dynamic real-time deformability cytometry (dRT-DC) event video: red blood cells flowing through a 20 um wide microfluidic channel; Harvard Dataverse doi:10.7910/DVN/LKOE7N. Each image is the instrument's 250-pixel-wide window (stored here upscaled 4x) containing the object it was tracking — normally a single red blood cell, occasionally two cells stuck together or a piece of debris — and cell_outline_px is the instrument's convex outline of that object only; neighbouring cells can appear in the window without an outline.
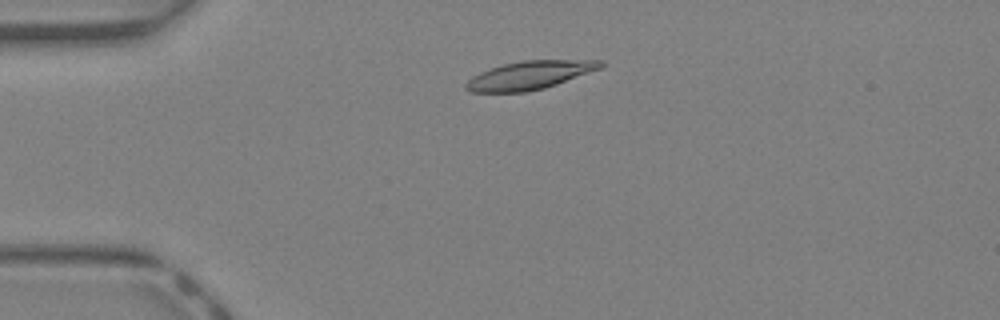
{"species": "Egyptian fruit bat (a non-hibernating species)", "species_latin": "Rousettus aegyptiacus", "temperature_condition": "warm", "stored_images_in_passage": 39, "camera_frame_rate_fps": 3000, "um_per_image_px": 0.085, "animal": {"sex": "female"}, "frame": {"image": 1, "passage_image": 7, "time_ms": 2.0, "image_size_px": [1000, 320], "cell_outline_px": [[604, 64], [600, 68], [556, 84], [544, 88], [524, 92], [468, 92], [464, 88], [464, 84], [472, 76], [480, 72], [504, 64], [524, 60], [604, 60]], "centroid_in_image_um": [44.97, 6.39], "position_along_channel_um": 40.0, "area_um2": 22.02}}
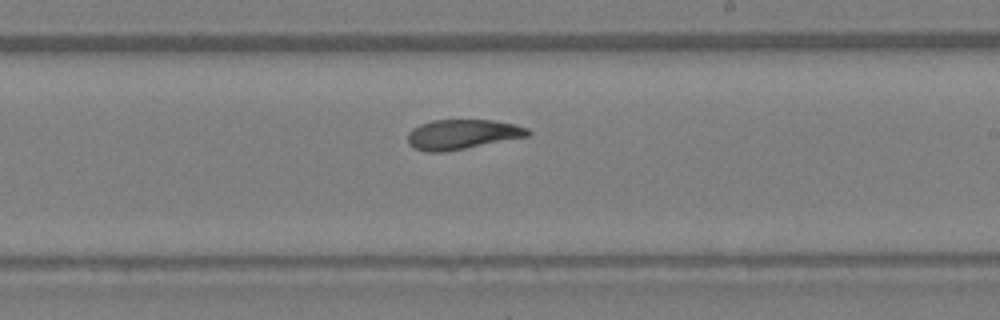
{"frame": {"image": 2, "passage_image": 22, "time_ms": 7.0, "image_size_px": [1000, 320], "cell_outline_px": [[532, 132], [528, 136], [444, 152], [424, 152], [412, 148], [408, 144], [408, 132], [412, 128], [420, 124], [432, 120], [492, 120], [516, 124], [528, 128]], "centroid_in_image_um": [39.26, 11.42], "position_along_channel_um": 249.7, "area_um2": 20.98}}
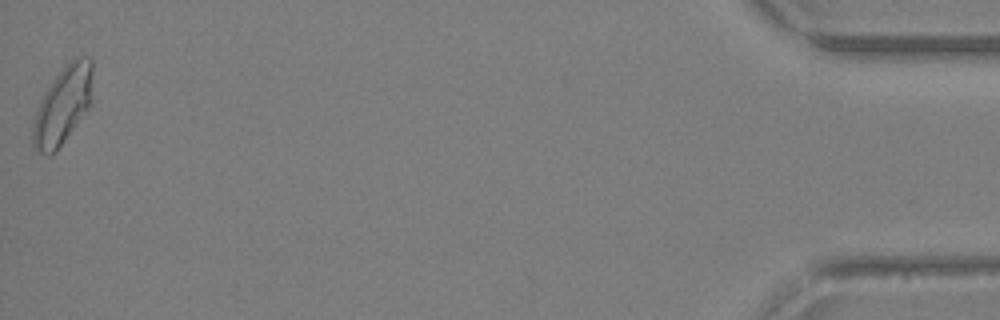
{"frame": {"image": 3, "passage_image": 39, "time_ms": 12.667, "image_size_px": [1000, 320], "cell_outline_px": [[92, 100], [88, 108], [56, 152], [48, 156], [36, 152], [32, 144], [32, 128], [36, 108], [40, 100], [52, 80], [76, 56], [80, 56], [92, 60]], "centroid_in_image_um": [5.31, 9.0], "position_along_channel_um": 429.9, "area_um2": 26.93}, "authors_computed_cell_mechanics": {"area_um2": 21.7328, "velocity_mm_per_s": 4.8674, "shape_relaxation_time_tau1_ms": null, "shape_relaxation_time_tau2_ms": 1.0867, "deformation_change_tau1": null, "deformation_change_tau2": 0.0613}}